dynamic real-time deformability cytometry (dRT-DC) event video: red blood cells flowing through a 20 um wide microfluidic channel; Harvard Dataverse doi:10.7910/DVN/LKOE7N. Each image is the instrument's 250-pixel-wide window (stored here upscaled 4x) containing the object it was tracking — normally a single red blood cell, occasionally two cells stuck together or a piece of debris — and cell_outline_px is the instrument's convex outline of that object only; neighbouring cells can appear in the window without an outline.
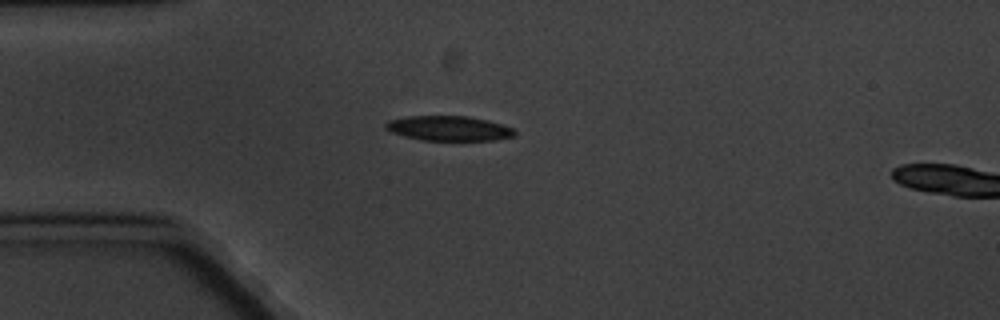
{"species": "common noctule bat (a hibernating species)", "species_latin": "Nyctalus noctula", "temperature_condition": "cold", "stored_images_in_passage": 2, "camera_frame_rate_fps": 3000, "um_per_image_px": 0.085, "animal": {"sex": "male", "body_mass_g": 20.1, "forearm_length_mm": 53.5}, "frame": {"image": 1, "passage_image": 1, "time_ms": 0.0, "image_size_px": [1000, 320], "cell_outline_px": [[516, 136], [496, 140], [420, 140], [404, 136], [392, 132], [384, 128], [384, 124], [388, 120], [408, 116], [468, 116], [488, 120], [516, 128]], "centroid_in_image_um": [38.19, 10.91], "position_along_channel_um": 46.8, "area_um2": 18.9}}